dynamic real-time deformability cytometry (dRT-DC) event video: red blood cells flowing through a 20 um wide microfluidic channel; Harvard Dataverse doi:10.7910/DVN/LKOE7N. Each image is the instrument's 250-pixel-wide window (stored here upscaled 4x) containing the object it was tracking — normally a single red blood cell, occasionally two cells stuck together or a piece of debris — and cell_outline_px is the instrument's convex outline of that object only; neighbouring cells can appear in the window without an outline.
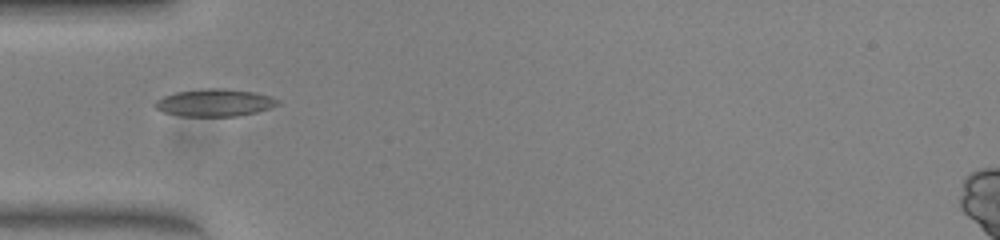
{"species": "common noctule bat (a hibernating species)", "species_latin": "Nyctalus noctula", "temperature_condition": "warm", "stored_images_in_passage": 35, "camera_frame_rate_fps": 3000, "um_per_image_px": 0.085, "animal": {"sex": "female", "body_mass_g": 23.0, "forearm_length_mm": 53.4}, "frame": {"image": 1, "passage_image": 1, "time_ms": 0.0, "image_size_px": [1000, 240], "cell_outline_px": [[280, 104], [256, 112], [236, 116], [180, 116], [164, 112], [156, 108], [152, 104], [156, 100], [164, 96], [176, 92], [212, 88], [224, 88], [256, 92], [272, 96], [280, 100]], "centroid_in_image_um": [18.26, 8.72], "position_along_channel_um": 66.7, "area_um2": 19.59}}
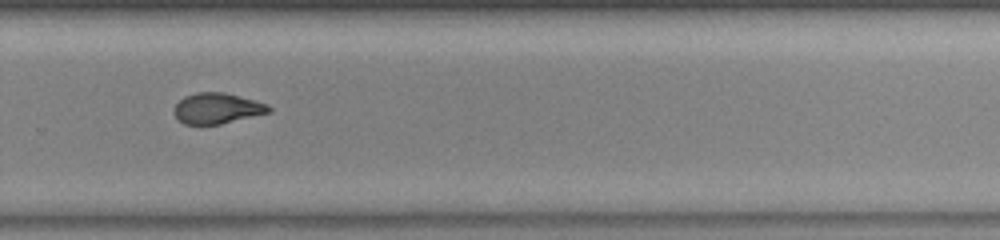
{"frame": {"image": 2, "passage_image": 19, "time_ms": 6.0, "image_size_px": [1000, 240], "cell_outline_px": [[272, 112], [220, 124], [184, 124], [172, 112], [176, 104], [184, 96], [196, 92], [224, 92], [268, 104], [272, 108]], "centroid_in_image_um": [18.46, 9.2], "position_along_channel_um": 311.3, "area_um2": 16.94}}
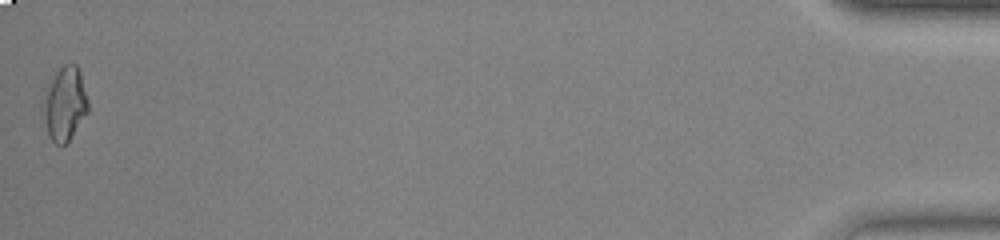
{"frame": {"image": 3, "passage_image": 35, "time_ms": 11.333, "image_size_px": [1000, 240], "cell_outline_px": [[88, 112], [68, 144], [56, 144], [48, 136], [48, 88], [56, 72], [64, 64], [76, 64], [80, 72], [88, 100]], "centroid_in_image_um": [5.63, 8.84], "position_along_channel_um": 429.6, "area_um2": 18.03}, "authors_computed_cell_mechanics": {"area_um2": 17.7446, "velocity_mm_per_s": 4.0772, "shape_relaxation_time_tau1_ms": null, "shape_relaxation_time_tau2_ms": 1.4121, "deformation_change_tau1": null, "deformation_change_tau2": 0.0617}}